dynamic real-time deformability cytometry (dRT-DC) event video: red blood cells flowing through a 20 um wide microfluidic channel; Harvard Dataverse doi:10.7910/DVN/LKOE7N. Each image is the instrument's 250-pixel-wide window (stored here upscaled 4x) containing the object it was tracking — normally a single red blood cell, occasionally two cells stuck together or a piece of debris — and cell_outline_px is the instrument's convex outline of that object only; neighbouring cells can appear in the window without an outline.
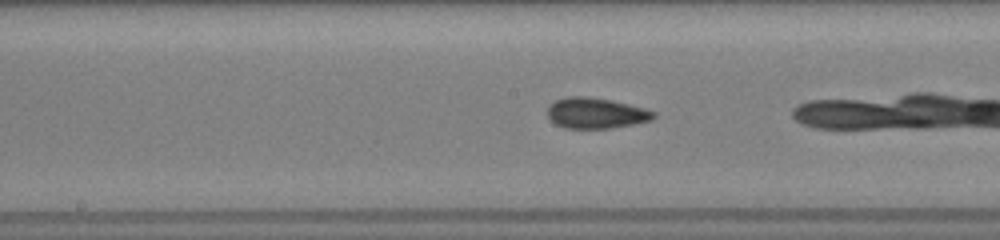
{"species": "common noctule bat (a hibernating species)", "species_latin": "Nyctalus noctula", "temperature_condition": "room temperature", "stored_images_in_passage": 34, "camera_frame_rate_fps": 3000, "um_per_image_px": 0.085, "animal": {"sex": "female", "body_mass_g": 19.5, "forearm_length_mm": 54.1}, "frame": {"image": 1, "passage_image": 20, "time_ms": 6.333, "image_size_px": [1000, 240], "cell_outline_px": [[656, 116], [652, 120], [612, 128], [564, 128], [556, 124], [548, 116], [548, 104], [556, 100], [568, 96], [588, 96], [612, 100], [644, 108], [656, 112]], "centroid_in_image_um": [50.65, 9.6], "position_along_channel_um": 197.6, "area_um2": 19.02}}